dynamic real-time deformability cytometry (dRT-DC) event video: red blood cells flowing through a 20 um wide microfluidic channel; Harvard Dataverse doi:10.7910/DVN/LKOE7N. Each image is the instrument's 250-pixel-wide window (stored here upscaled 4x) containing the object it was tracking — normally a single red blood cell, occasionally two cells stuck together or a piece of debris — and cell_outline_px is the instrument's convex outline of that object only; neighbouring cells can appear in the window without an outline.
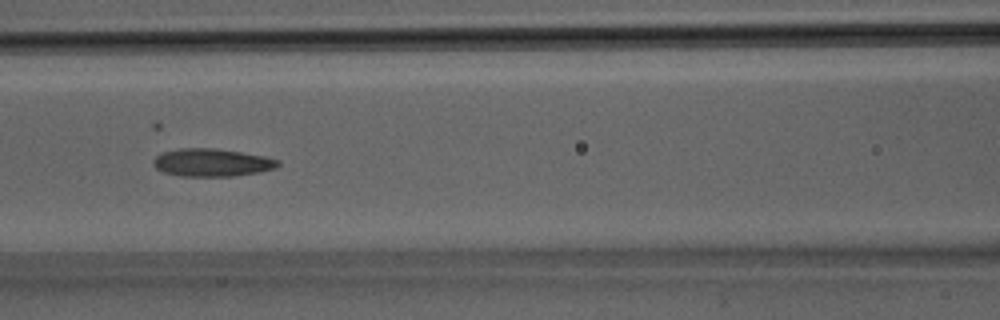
{"species": "Egyptian fruit bat (a non-hibernating species)", "species_latin": "Rousettus aegyptiacus", "temperature_condition": "room temperature", "stored_images_in_passage": 32, "camera_frame_rate_fps": 3000, "um_per_image_px": 0.085, "animal": {"sex": "male"}, "frame": {"image": 1, "passage_image": 14, "time_ms": 4.333, "image_size_px": [1000, 320], "cell_outline_px": [[280, 164], [276, 168], [260, 172], [236, 176], [180, 176], [164, 172], [156, 168], [152, 164], [152, 160], [156, 156], [164, 152], [180, 148], [216, 148], [264, 156], [280, 160]], "centroid_in_image_um": [18.02, 13.82], "position_along_channel_um": 148.6, "area_um2": 20.29}}
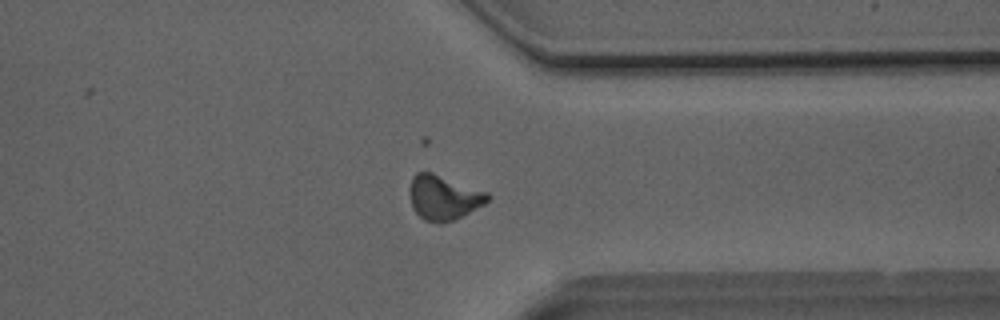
{"frame": {"image": 2, "passage_image": 25, "time_ms": 8.0, "image_size_px": [1000, 320], "cell_outline_px": [[492, 196], [484, 204], [456, 220], [444, 224], [436, 224], [424, 220], [412, 208], [408, 192], [412, 176], [416, 172], [432, 172], [488, 192]], "centroid_in_image_um": [37.69, 16.81], "position_along_channel_um": 373.7, "area_um2": 20.75}}
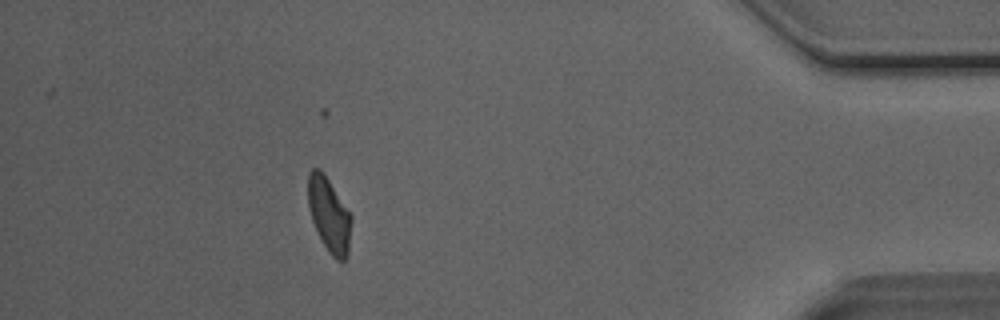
{"frame": {"image": 3, "passage_image": 29, "time_ms": 9.333, "image_size_px": [1000, 320], "cell_outline_px": [[352, 220], [348, 252], [344, 260], [336, 260], [328, 252], [320, 240], [312, 220], [308, 208], [308, 172], [312, 168], [320, 168], [324, 172], [352, 216]], "centroid_in_image_um": [27.96, 18.24], "position_along_channel_um": 407.2, "area_um2": 18.96}}